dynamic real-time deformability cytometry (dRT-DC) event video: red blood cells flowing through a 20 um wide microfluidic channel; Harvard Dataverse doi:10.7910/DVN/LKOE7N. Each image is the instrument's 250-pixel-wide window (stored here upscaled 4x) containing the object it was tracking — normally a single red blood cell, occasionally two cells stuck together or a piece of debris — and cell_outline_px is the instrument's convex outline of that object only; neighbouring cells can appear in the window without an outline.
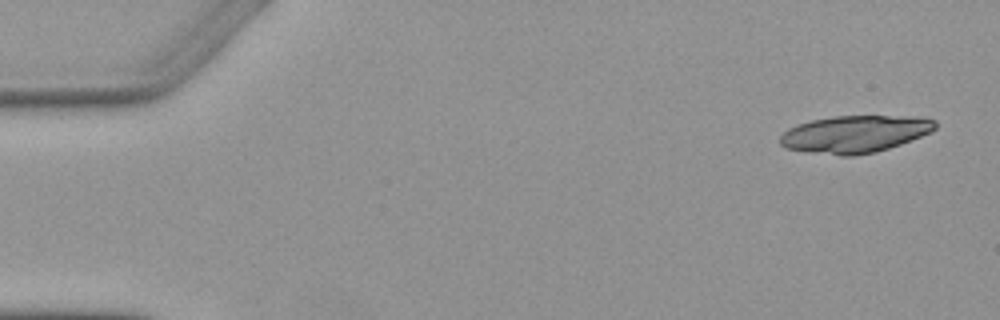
{"species": "Egyptian fruit bat (a non-hibernating species)", "species_latin": "Rousettus aegyptiacus", "temperature_condition": "warm", "stored_images_in_passage": 5, "camera_frame_rate_fps": 3000, "um_per_image_px": 0.085, "animal": {"sex": "female"}, "frame": {"image": 1, "passage_image": 1, "time_ms": 0.0, "image_size_px": [1000, 320], "cell_outline_px": [[936, 128], [932, 132], [900, 144], [876, 152], [852, 156], [840, 156], [812, 152], [788, 148], [780, 144], [780, 136], [788, 128], [812, 120], [832, 116], [900, 116], [936, 120]], "centroid_in_image_um": [72.66, 11.4], "position_along_channel_um": 12.3, "area_um2": 33.29}}